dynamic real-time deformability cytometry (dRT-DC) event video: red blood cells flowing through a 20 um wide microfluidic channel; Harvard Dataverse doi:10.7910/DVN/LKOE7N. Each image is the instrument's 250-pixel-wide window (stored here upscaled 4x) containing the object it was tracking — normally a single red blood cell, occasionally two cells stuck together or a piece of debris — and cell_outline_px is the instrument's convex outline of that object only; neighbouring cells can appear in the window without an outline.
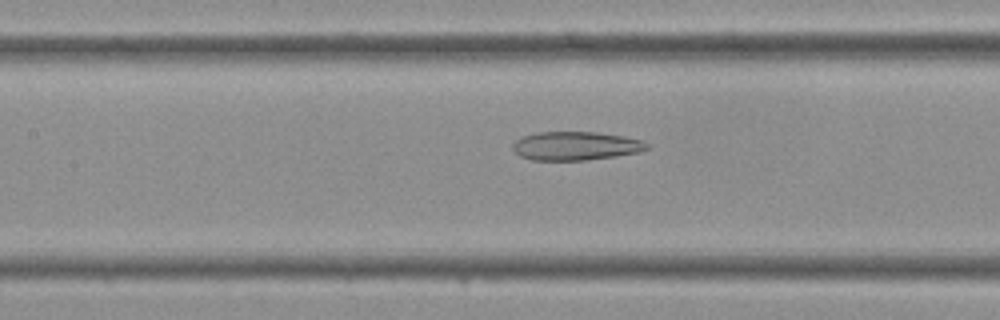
{"species": "Egyptian fruit bat (a non-hibernating species)", "species_latin": "Rousettus aegyptiacus", "temperature_condition": "cold", "stored_images_in_passage": 17, "camera_frame_rate_fps": 3000, "um_per_image_px": 0.085, "frame": {"image": 1, "passage_image": 15, "time_ms": 4.667, "image_size_px": [1000, 320], "cell_outline_px": [[652, 148], [640, 152], [616, 156], [588, 160], [532, 160], [520, 156], [512, 148], [512, 144], [516, 140], [524, 136], [536, 132], [596, 132], [624, 136], [644, 140]], "centroid_in_image_um": [48.99, 12.4], "position_along_channel_um": 158.4, "area_um2": 22.6}}